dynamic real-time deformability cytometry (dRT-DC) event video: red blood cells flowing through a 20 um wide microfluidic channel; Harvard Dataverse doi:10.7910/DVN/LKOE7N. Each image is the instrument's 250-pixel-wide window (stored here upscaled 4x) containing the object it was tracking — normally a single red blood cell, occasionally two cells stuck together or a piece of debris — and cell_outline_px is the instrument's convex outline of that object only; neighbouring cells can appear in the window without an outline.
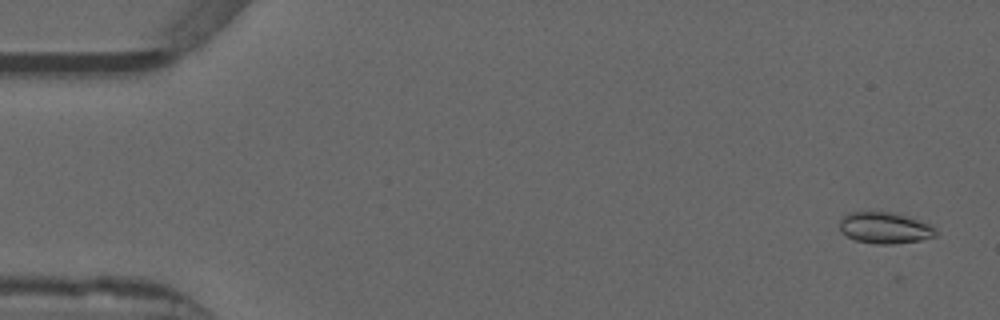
{"species": "common noctule bat (a hibernating species)", "species_latin": "Nyctalus noctula", "temperature_condition": "warm", "stored_images_in_passage": 53, "camera_frame_rate_fps": 3000, "um_per_image_px": 0.085, "animal": {"sex": "male", "forearm_length_mm": 52.5}, "frame": {"image": 1, "passage_image": 3, "time_ms": 0.667, "image_size_px": [1000, 320], "cell_outline_px": [[936, 236], [920, 240], [892, 244], [876, 244], [856, 240], [840, 232], [840, 220], [848, 212], [892, 212], [932, 224], [936, 228]], "centroid_in_image_um": [75.22, 19.37], "position_along_channel_um": 9.8, "area_um2": 17.51}}
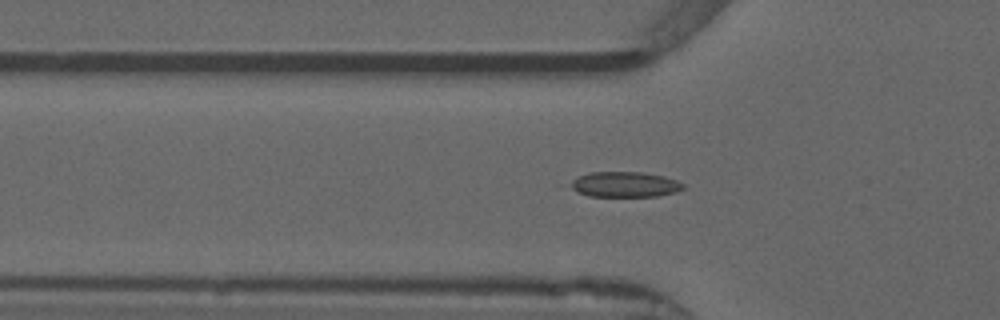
{"frame": {"image": 2, "passage_image": 18, "time_ms": 5.667, "image_size_px": [1000, 320], "cell_outline_px": [[684, 188], [676, 192], [656, 196], [588, 196], [556, 184], [588, 172], [640, 172], [664, 176], [676, 180], [684, 184]], "centroid_in_image_um": [52.89, 15.67], "position_along_channel_um": 72.9, "area_um2": 17.34}}
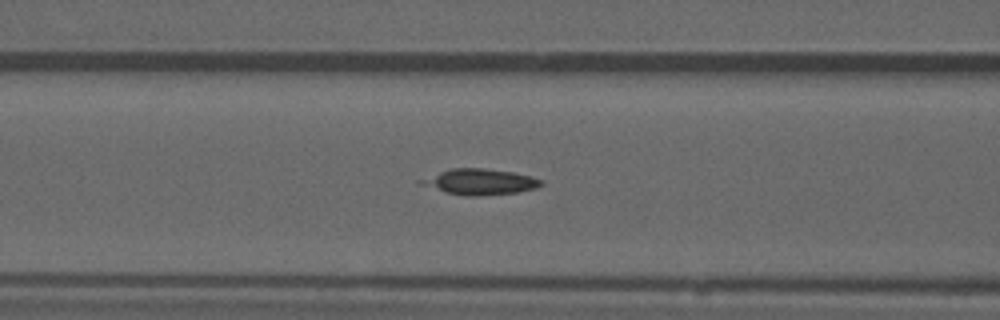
{"frame": {"image": 3, "passage_image": 22, "time_ms": 7.0, "image_size_px": [1000, 320], "cell_outline_px": [[544, 184], [536, 188], [516, 192], [480, 196], [464, 196], [444, 192], [420, 184], [416, 180], [452, 168], [484, 168], [512, 172], [532, 176], [544, 180]], "centroid_in_image_um": [40.79, 15.46], "position_along_channel_um": 125.8, "area_um2": 18.15}}